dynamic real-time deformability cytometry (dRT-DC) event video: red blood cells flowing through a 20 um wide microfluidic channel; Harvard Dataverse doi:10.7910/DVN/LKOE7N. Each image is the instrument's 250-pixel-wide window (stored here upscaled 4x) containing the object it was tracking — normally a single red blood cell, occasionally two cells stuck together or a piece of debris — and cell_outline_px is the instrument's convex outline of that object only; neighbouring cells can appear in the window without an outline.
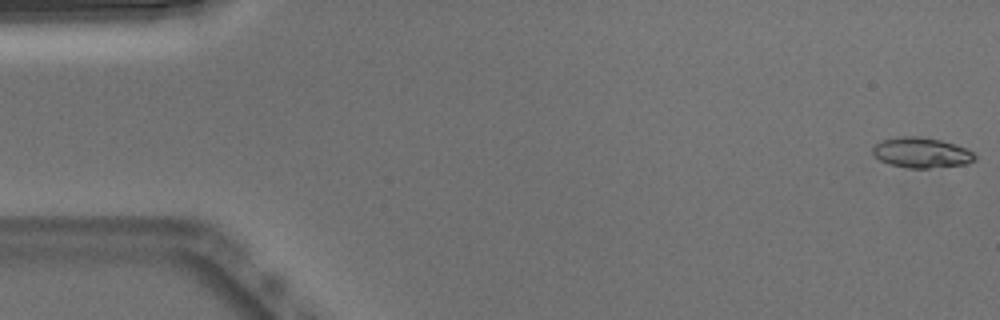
{"species": "Egyptian fruit bat (a non-hibernating species)", "species_latin": "Rousettus aegyptiacus", "temperature_condition": "warm", "stored_images_in_passage": 52, "camera_frame_rate_fps": 3000, "um_per_image_px": 0.085, "animal": {"sex": "male"}, "frame": {"image": 1, "passage_image": 1, "time_ms": 0.0, "image_size_px": [1000, 320], "cell_outline_px": [[976, 160], [968, 164], [928, 168], [908, 168], [888, 164], [880, 160], [872, 152], [872, 148], [876, 144], [884, 140], [900, 136], [920, 136], [940, 140], [964, 148], [972, 152], [976, 156]], "centroid_in_image_um": [78.32, 12.99], "position_along_channel_um": 6.7, "area_um2": 17.92}}
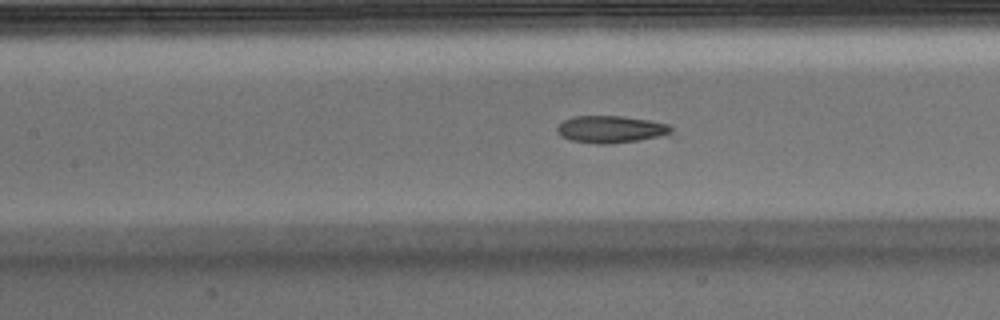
{"frame": {"image": 2, "passage_image": 23, "time_ms": 7.333, "image_size_px": [1000, 320], "cell_outline_px": [[672, 132], [640, 140], [608, 144], [596, 144], [572, 140], [560, 136], [556, 128], [564, 120], [572, 116], [620, 116], [648, 120], [672, 124]], "centroid_in_image_um": [51.9, 10.98], "position_along_channel_um": 155.5, "area_um2": 17.92}}
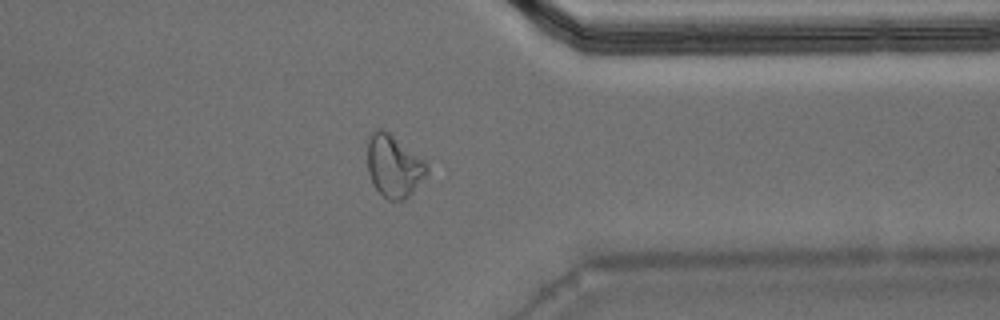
{"frame": {"image": 3, "passage_image": 41, "time_ms": 13.333, "image_size_px": [1000, 320], "cell_outline_px": [[428, 172], [412, 192], [404, 200], [388, 200], [372, 184], [368, 172], [368, 140], [372, 132], [376, 128], [384, 128], [424, 160], [428, 168]], "centroid_in_image_um": [33.46, 14.1], "position_along_channel_um": 377.9, "area_um2": 21.39}, "authors_computed_cell_mechanics": {"area_um2": 18.785, "velocity_mm_per_s": 3.8384, "shape_relaxation_time_tau1_ms": null, "shape_relaxation_time_tau2_ms": 2.3332, "deformation_change_tau1": null, "deformation_change_tau2": 0.1024}}